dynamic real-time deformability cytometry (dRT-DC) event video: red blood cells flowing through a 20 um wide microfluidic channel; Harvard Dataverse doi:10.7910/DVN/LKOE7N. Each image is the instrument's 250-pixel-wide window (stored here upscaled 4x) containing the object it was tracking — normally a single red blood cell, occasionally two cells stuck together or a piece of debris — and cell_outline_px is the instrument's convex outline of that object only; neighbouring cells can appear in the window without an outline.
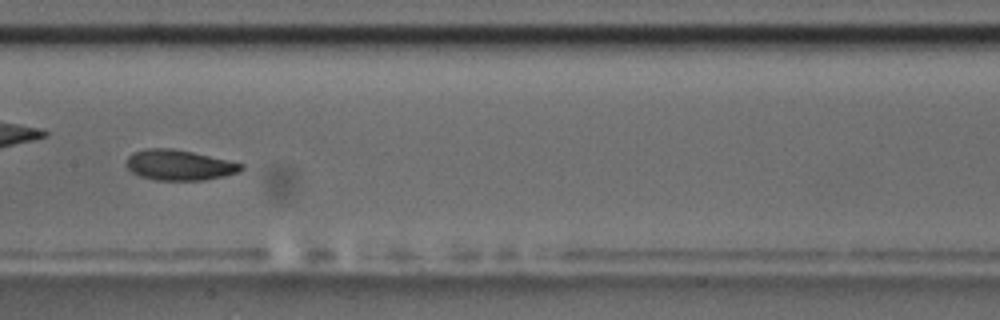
{"species": "common noctule bat (a hibernating species)", "species_latin": "Nyctalus noctula", "temperature_condition": "room temperature", "stored_images_in_passage": 14, "camera_frame_rate_fps": 3000, "um_per_image_px": 0.085, "animal": {"sex": "male", "body_mass_g": 17.5, "forearm_length_mm": 52.3}, "frame": {"image": 1, "passage_image": 7, "time_ms": 8.0, "image_size_px": [1000, 320], "cell_outline_px": [[244, 168], [240, 172], [224, 176], [204, 180], [156, 180], [140, 176], [132, 172], [124, 164], [128, 156], [132, 152], [144, 148], [172, 148], [192, 152], [228, 160], [244, 164]], "centroid_in_image_um": [15.21, 14.02], "position_along_channel_um": 192.2, "area_um2": 20.52}, "authors_computed_cell_mechanics": {"area_um2": 20.4612, "velocity_mm_per_s": 3.6237, "shape_relaxation_time_tau1_ms": 7.2736, "shape_relaxation_time_tau2_ms": 1.9687, "deformation_change_tau1": 0.1439, "deformation_change_tau2": 0.0647}}